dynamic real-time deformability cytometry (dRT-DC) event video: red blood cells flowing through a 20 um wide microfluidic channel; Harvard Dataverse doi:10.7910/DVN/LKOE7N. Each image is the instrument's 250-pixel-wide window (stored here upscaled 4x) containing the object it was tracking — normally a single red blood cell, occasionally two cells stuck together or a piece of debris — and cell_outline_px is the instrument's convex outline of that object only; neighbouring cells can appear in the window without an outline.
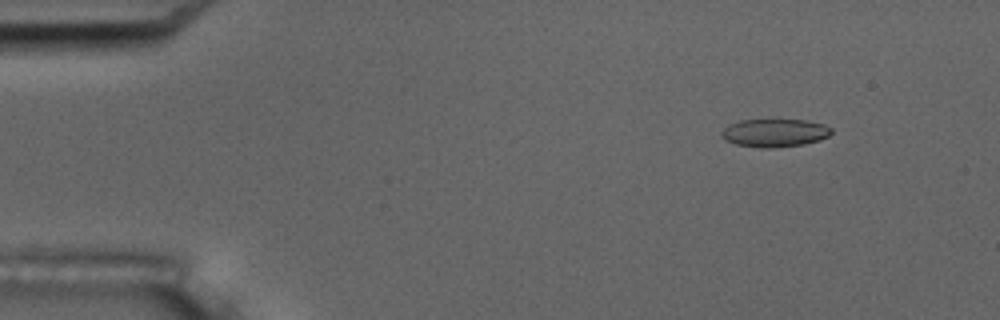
{"species": "common noctule bat (a hibernating species)", "species_latin": "Nyctalus noctula", "temperature_condition": "room temperature", "stored_images_in_passage": 5, "camera_frame_rate_fps": 3000, "um_per_image_px": 0.085, "animal": {"sex": "male", "body_mass_g": 17.5, "forearm_length_mm": 52.3}, "frame": {"image": 1, "passage_image": 2, "time_ms": 1.333, "image_size_px": [1000, 320], "cell_outline_px": [[832, 132], [828, 136], [820, 140], [804, 144], [768, 148], [760, 148], [736, 144], [724, 140], [720, 136], [720, 132], [728, 124], [740, 120], [768, 116], [808, 120], [824, 124], [832, 128]], "centroid_in_image_um": [65.81, 11.23], "position_along_channel_um": 19.2, "area_um2": 19.07}}